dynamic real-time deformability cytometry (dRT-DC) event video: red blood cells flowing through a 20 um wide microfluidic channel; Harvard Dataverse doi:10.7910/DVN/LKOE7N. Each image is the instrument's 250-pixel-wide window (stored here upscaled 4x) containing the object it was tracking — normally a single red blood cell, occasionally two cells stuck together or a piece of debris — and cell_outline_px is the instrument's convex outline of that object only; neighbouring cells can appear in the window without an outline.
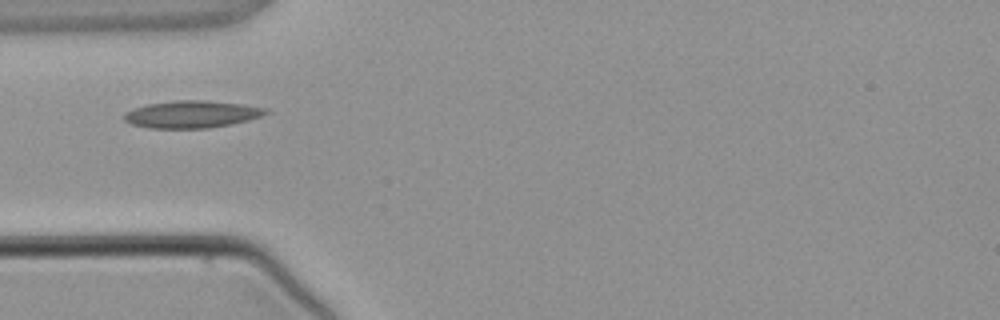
{"species": "common noctule bat (a hibernating species)", "species_latin": "Nyctalus noctula", "temperature_condition": "warm", "stored_images_in_passage": 4, "camera_frame_rate_fps": 3000, "um_per_image_px": 0.085, "animal": {"sex": "male", "body_mass_g": 21.5, "forearm_length_mm": 52.0}, "frame": {"image": 1, "passage_image": 3, "time_ms": 2.333, "image_size_px": [1000, 320], "cell_outline_px": [[272, 112], [248, 120], [232, 124], [208, 128], [148, 128], [132, 124], [124, 120], [124, 112], [132, 108], [148, 104], [176, 100], [204, 100], [240, 104], [268, 108]], "centroid_in_image_um": [16.3, 9.71], "position_along_channel_um": 68.7, "area_um2": 22.54}}
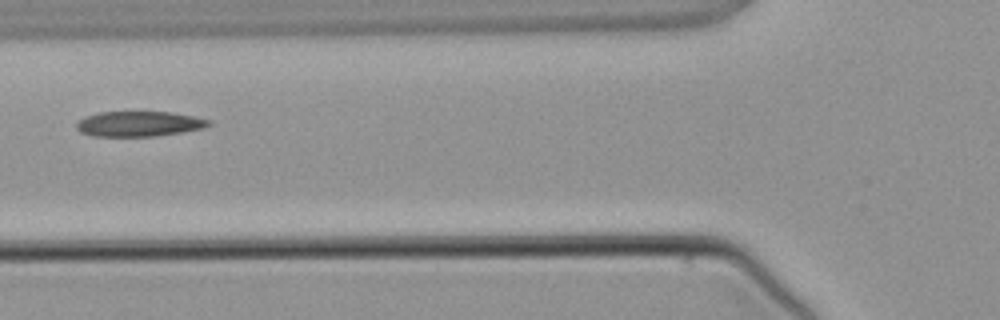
{"frame": {"image": 2, "passage_image": 4, "time_ms": 3.333, "image_size_px": [1000, 320], "cell_outline_px": [[212, 124], [204, 128], [156, 136], [92, 136], [80, 132], [76, 128], [76, 124], [84, 116], [100, 112], [172, 112], [212, 120]], "centroid_in_image_um": [11.82, 10.52], "position_along_channel_um": 114.0, "area_um2": 19.42}}